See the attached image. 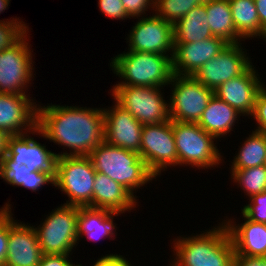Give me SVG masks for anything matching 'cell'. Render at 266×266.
<instances>
[{
  "mask_svg": "<svg viewBox=\"0 0 266 266\" xmlns=\"http://www.w3.org/2000/svg\"><path fill=\"white\" fill-rule=\"evenodd\" d=\"M213 37L207 17L206 3L194 7L174 25V43H190Z\"/></svg>",
  "mask_w": 266,
  "mask_h": 266,
  "instance_id": "cell-24",
  "label": "cell"
},
{
  "mask_svg": "<svg viewBox=\"0 0 266 266\" xmlns=\"http://www.w3.org/2000/svg\"><path fill=\"white\" fill-rule=\"evenodd\" d=\"M261 25V38L266 35V0H254Z\"/></svg>",
  "mask_w": 266,
  "mask_h": 266,
  "instance_id": "cell-39",
  "label": "cell"
},
{
  "mask_svg": "<svg viewBox=\"0 0 266 266\" xmlns=\"http://www.w3.org/2000/svg\"><path fill=\"white\" fill-rule=\"evenodd\" d=\"M9 210L8 250L4 266H38L43 252L34 226L18 222Z\"/></svg>",
  "mask_w": 266,
  "mask_h": 266,
  "instance_id": "cell-18",
  "label": "cell"
},
{
  "mask_svg": "<svg viewBox=\"0 0 266 266\" xmlns=\"http://www.w3.org/2000/svg\"><path fill=\"white\" fill-rule=\"evenodd\" d=\"M169 87L171 88L168 100L170 120L198 123L214 91L194 76L176 74L172 76Z\"/></svg>",
  "mask_w": 266,
  "mask_h": 266,
  "instance_id": "cell-11",
  "label": "cell"
},
{
  "mask_svg": "<svg viewBox=\"0 0 266 266\" xmlns=\"http://www.w3.org/2000/svg\"><path fill=\"white\" fill-rule=\"evenodd\" d=\"M218 225L201 234L173 239L174 257L169 266H232L235 250L231 237L223 221Z\"/></svg>",
  "mask_w": 266,
  "mask_h": 266,
  "instance_id": "cell-3",
  "label": "cell"
},
{
  "mask_svg": "<svg viewBox=\"0 0 266 266\" xmlns=\"http://www.w3.org/2000/svg\"><path fill=\"white\" fill-rule=\"evenodd\" d=\"M251 64L241 75L222 83L214 95L250 119L259 91L265 85Z\"/></svg>",
  "mask_w": 266,
  "mask_h": 266,
  "instance_id": "cell-15",
  "label": "cell"
},
{
  "mask_svg": "<svg viewBox=\"0 0 266 266\" xmlns=\"http://www.w3.org/2000/svg\"><path fill=\"white\" fill-rule=\"evenodd\" d=\"M241 213L251 221L266 224V191L252 195L249 203L241 208Z\"/></svg>",
  "mask_w": 266,
  "mask_h": 266,
  "instance_id": "cell-31",
  "label": "cell"
},
{
  "mask_svg": "<svg viewBox=\"0 0 266 266\" xmlns=\"http://www.w3.org/2000/svg\"><path fill=\"white\" fill-rule=\"evenodd\" d=\"M35 134L70 149L57 157L88 156L104 141L103 108L38 104Z\"/></svg>",
  "mask_w": 266,
  "mask_h": 266,
  "instance_id": "cell-1",
  "label": "cell"
},
{
  "mask_svg": "<svg viewBox=\"0 0 266 266\" xmlns=\"http://www.w3.org/2000/svg\"><path fill=\"white\" fill-rule=\"evenodd\" d=\"M114 101L127 110L142 125L157 124L170 120L169 103L163 97L162 87L112 86Z\"/></svg>",
  "mask_w": 266,
  "mask_h": 266,
  "instance_id": "cell-9",
  "label": "cell"
},
{
  "mask_svg": "<svg viewBox=\"0 0 266 266\" xmlns=\"http://www.w3.org/2000/svg\"><path fill=\"white\" fill-rule=\"evenodd\" d=\"M138 203L136 199L121 184L113 181L109 176L96 172L92 208H100L123 214L134 210Z\"/></svg>",
  "mask_w": 266,
  "mask_h": 266,
  "instance_id": "cell-21",
  "label": "cell"
},
{
  "mask_svg": "<svg viewBox=\"0 0 266 266\" xmlns=\"http://www.w3.org/2000/svg\"><path fill=\"white\" fill-rule=\"evenodd\" d=\"M88 157L96 172L103 173L121 184L136 199L138 196L134 193L156 179L139 153L113 146L106 141L95 147Z\"/></svg>",
  "mask_w": 266,
  "mask_h": 266,
  "instance_id": "cell-4",
  "label": "cell"
},
{
  "mask_svg": "<svg viewBox=\"0 0 266 266\" xmlns=\"http://www.w3.org/2000/svg\"><path fill=\"white\" fill-rule=\"evenodd\" d=\"M250 117L254 118L255 125H258L254 130L256 129V131L266 134V85L259 91L254 111Z\"/></svg>",
  "mask_w": 266,
  "mask_h": 266,
  "instance_id": "cell-34",
  "label": "cell"
},
{
  "mask_svg": "<svg viewBox=\"0 0 266 266\" xmlns=\"http://www.w3.org/2000/svg\"><path fill=\"white\" fill-rule=\"evenodd\" d=\"M208 0H155L154 13L157 17L175 25L194 7L206 3Z\"/></svg>",
  "mask_w": 266,
  "mask_h": 266,
  "instance_id": "cell-29",
  "label": "cell"
},
{
  "mask_svg": "<svg viewBox=\"0 0 266 266\" xmlns=\"http://www.w3.org/2000/svg\"><path fill=\"white\" fill-rule=\"evenodd\" d=\"M228 1L237 34L244 39V41L246 39L260 38L261 25L254 0Z\"/></svg>",
  "mask_w": 266,
  "mask_h": 266,
  "instance_id": "cell-27",
  "label": "cell"
},
{
  "mask_svg": "<svg viewBox=\"0 0 266 266\" xmlns=\"http://www.w3.org/2000/svg\"><path fill=\"white\" fill-rule=\"evenodd\" d=\"M230 171L231 180L247 197L266 191V165Z\"/></svg>",
  "mask_w": 266,
  "mask_h": 266,
  "instance_id": "cell-28",
  "label": "cell"
},
{
  "mask_svg": "<svg viewBox=\"0 0 266 266\" xmlns=\"http://www.w3.org/2000/svg\"><path fill=\"white\" fill-rule=\"evenodd\" d=\"M244 218L243 223H238L233 219L223 220L227 227L235 254L266 257V224L251 221Z\"/></svg>",
  "mask_w": 266,
  "mask_h": 266,
  "instance_id": "cell-20",
  "label": "cell"
},
{
  "mask_svg": "<svg viewBox=\"0 0 266 266\" xmlns=\"http://www.w3.org/2000/svg\"><path fill=\"white\" fill-rule=\"evenodd\" d=\"M11 0H0V14L7 10Z\"/></svg>",
  "mask_w": 266,
  "mask_h": 266,
  "instance_id": "cell-41",
  "label": "cell"
},
{
  "mask_svg": "<svg viewBox=\"0 0 266 266\" xmlns=\"http://www.w3.org/2000/svg\"><path fill=\"white\" fill-rule=\"evenodd\" d=\"M172 128L179 166L214 169L224 161L216 145L217 139L197 123L172 121Z\"/></svg>",
  "mask_w": 266,
  "mask_h": 266,
  "instance_id": "cell-6",
  "label": "cell"
},
{
  "mask_svg": "<svg viewBox=\"0 0 266 266\" xmlns=\"http://www.w3.org/2000/svg\"><path fill=\"white\" fill-rule=\"evenodd\" d=\"M10 135L3 130H0V161L7 153L8 139Z\"/></svg>",
  "mask_w": 266,
  "mask_h": 266,
  "instance_id": "cell-40",
  "label": "cell"
},
{
  "mask_svg": "<svg viewBox=\"0 0 266 266\" xmlns=\"http://www.w3.org/2000/svg\"><path fill=\"white\" fill-rule=\"evenodd\" d=\"M206 11L210 31L214 37H219L228 44L244 41L235 29L228 0H208Z\"/></svg>",
  "mask_w": 266,
  "mask_h": 266,
  "instance_id": "cell-25",
  "label": "cell"
},
{
  "mask_svg": "<svg viewBox=\"0 0 266 266\" xmlns=\"http://www.w3.org/2000/svg\"><path fill=\"white\" fill-rule=\"evenodd\" d=\"M231 161V170L253 168L266 165V134L252 130Z\"/></svg>",
  "mask_w": 266,
  "mask_h": 266,
  "instance_id": "cell-26",
  "label": "cell"
},
{
  "mask_svg": "<svg viewBox=\"0 0 266 266\" xmlns=\"http://www.w3.org/2000/svg\"><path fill=\"white\" fill-rule=\"evenodd\" d=\"M121 214L100 208L79 207L77 237L78 241L82 237L90 241H100L102 238L114 240L117 236L114 223L115 216Z\"/></svg>",
  "mask_w": 266,
  "mask_h": 266,
  "instance_id": "cell-22",
  "label": "cell"
},
{
  "mask_svg": "<svg viewBox=\"0 0 266 266\" xmlns=\"http://www.w3.org/2000/svg\"><path fill=\"white\" fill-rule=\"evenodd\" d=\"M232 266H266V257L235 254Z\"/></svg>",
  "mask_w": 266,
  "mask_h": 266,
  "instance_id": "cell-38",
  "label": "cell"
},
{
  "mask_svg": "<svg viewBox=\"0 0 266 266\" xmlns=\"http://www.w3.org/2000/svg\"><path fill=\"white\" fill-rule=\"evenodd\" d=\"M126 13L132 18L145 17L146 11L155 10V0H121ZM149 9V10H148Z\"/></svg>",
  "mask_w": 266,
  "mask_h": 266,
  "instance_id": "cell-35",
  "label": "cell"
},
{
  "mask_svg": "<svg viewBox=\"0 0 266 266\" xmlns=\"http://www.w3.org/2000/svg\"><path fill=\"white\" fill-rule=\"evenodd\" d=\"M35 129L8 139L7 153L0 161V178L9 185L32 192L55 181L57 156L35 140Z\"/></svg>",
  "mask_w": 266,
  "mask_h": 266,
  "instance_id": "cell-2",
  "label": "cell"
},
{
  "mask_svg": "<svg viewBox=\"0 0 266 266\" xmlns=\"http://www.w3.org/2000/svg\"><path fill=\"white\" fill-rule=\"evenodd\" d=\"M174 44L173 74L193 76L203 64L218 55L228 43L213 36L202 41Z\"/></svg>",
  "mask_w": 266,
  "mask_h": 266,
  "instance_id": "cell-19",
  "label": "cell"
},
{
  "mask_svg": "<svg viewBox=\"0 0 266 266\" xmlns=\"http://www.w3.org/2000/svg\"><path fill=\"white\" fill-rule=\"evenodd\" d=\"M243 48L241 42L227 44L193 76L207 88L215 91L222 83L241 75L252 64L249 53Z\"/></svg>",
  "mask_w": 266,
  "mask_h": 266,
  "instance_id": "cell-14",
  "label": "cell"
},
{
  "mask_svg": "<svg viewBox=\"0 0 266 266\" xmlns=\"http://www.w3.org/2000/svg\"><path fill=\"white\" fill-rule=\"evenodd\" d=\"M79 207L64 205L51 211L34 229L43 254L72 255L79 244L77 237Z\"/></svg>",
  "mask_w": 266,
  "mask_h": 266,
  "instance_id": "cell-8",
  "label": "cell"
},
{
  "mask_svg": "<svg viewBox=\"0 0 266 266\" xmlns=\"http://www.w3.org/2000/svg\"><path fill=\"white\" fill-rule=\"evenodd\" d=\"M241 115L236 109L213 95L203 111L198 125L217 140L229 134ZM237 121V122H236Z\"/></svg>",
  "mask_w": 266,
  "mask_h": 266,
  "instance_id": "cell-23",
  "label": "cell"
},
{
  "mask_svg": "<svg viewBox=\"0 0 266 266\" xmlns=\"http://www.w3.org/2000/svg\"><path fill=\"white\" fill-rule=\"evenodd\" d=\"M99 11L113 20H125L131 17L126 13L121 0H98Z\"/></svg>",
  "mask_w": 266,
  "mask_h": 266,
  "instance_id": "cell-33",
  "label": "cell"
},
{
  "mask_svg": "<svg viewBox=\"0 0 266 266\" xmlns=\"http://www.w3.org/2000/svg\"><path fill=\"white\" fill-rule=\"evenodd\" d=\"M137 19L126 39L127 50L173 56L174 25L154 13Z\"/></svg>",
  "mask_w": 266,
  "mask_h": 266,
  "instance_id": "cell-13",
  "label": "cell"
},
{
  "mask_svg": "<svg viewBox=\"0 0 266 266\" xmlns=\"http://www.w3.org/2000/svg\"><path fill=\"white\" fill-rule=\"evenodd\" d=\"M31 98L30 95L0 93V130L13 136L37 128L38 104Z\"/></svg>",
  "mask_w": 266,
  "mask_h": 266,
  "instance_id": "cell-17",
  "label": "cell"
},
{
  "mask_svg": "<svg viewBox=\"0 0 266 266\" xmlns=\"http://www.w3.org/2000/svg\"><path fill=\"white\" fill-rule=\"evenodd\" d=\"M172 57L155 53L127 51L111 58L110 68L120 78L113 86H168L171 82Z\"/></svg>",
  "mask_w": 266,
  "mask_h": 266,
  "instance_id": "cell-5",
  "label": "cell"
},
{
  "mask_svg": "<svg viewBox=\"0 0 266 266\" xmlns=\"http://www.w3.org/2000/svg\"><path fill=\"white\" fill-rule=\"evenodd\" d=\"M28 33L10 48L0 51V93L31 95L27 92L35 77V62Z\"/></svg>",
  "mask_w": 266,
  "mask_h": 266,
  "instance_id": "cell-10",
  "label": "cell"
},
{
  "mask_svg": "<svg viewBox=\"0 0 266 266\" xmlns=\"http://www.w3.org/2000/svg\"><path fill=\"white\" fill-rule=\"evenodd\" d=\"M83 266V265H81ZM92 266H133L130 261L123 255L120 254H106L97 261Z\"/></svg>",
  "mask_w": 266,
  "mask_h": 266,
  "instance_id": "cell-37",
  "label": "cell"
},
{
  "mask_svg": "<svg viewBox=\"0 0 266 266\" xmlns=\"http://www.w3.org/2000/svg\"><path fill=\"white\" fill-rule=\"evenodd\" d=\"M104 141L134 152H140L143 125L115 101L103 108Z\"/></svg>",
  "mask_w": 266,
  "mask_h": 266,
  "instance_id": "cell-16",
  "label": "cell"
},
{
  "mask_svg": "<svg viewBox=\"0 0 266 266\" xmlns=\"http://www.w3.org/2000/svg\"><path fill=\"white\" fill-rule=\"evenodd\" d=\"M139 154L156 177L167 168L178 166L172 120L143 125Z\"/></svg>",
  "mask_w": 266,
  "mask_h": 266,
  "instance_id": "cell-12",
  "label": "cell"
},
{
  "mask_svg": "<svg viewBox=\"0 0 266 266\" xmlns=\"http://www.w3.org/2000/svg\"><path fill=\"white\" fill-rule=\"evenodd\" d=\"M20 20L19 17L0 20V51L10 48L29 31V25Z\"/></svg>",
  "mask_w": 266,
  "mask_h": 266,
  "instance_id": "cell-30",
  "label": "cell"
},
{
  "mask_svg": "<svg viewBox=\"0 0 266 266\" xmlns=\"http://www.w3.org/2000/svg\"><path fill=\"white\" fill-rule=\"evenodd\" d=\"M4 204L0 208V266H4L6 261L9 238V210L12 211V205L9 201Z\"/></svg>",
  "mask_w": 266,
  "mask_h": 266,
  "instance_id": "cell-32",
  "label": "cell"
},
{
  "mask_svg": "<svg viewBox=\"0 0 266 266\" xmlns=\"http://www.w3.org/2000/svg\"><path fill=\"white\" fill-rule=\"evenodd\" d=\"M96 171L88 156H59L54 187L67 195L64 205L92 207Z\"/></svg>",
  "mask_w": 266,
  "mask_h": 266,
  "instance_id": "cell-7",
  "label": "cell"
},
{
  "mask_svg": "<svg viewBox=\"0 0 266 266\" xmlns=\"http://www.w3.org/2000/svg\"><path fill=\"white\" fill-rule=\"evenodd\" d=\"M71 255L66 254H43L38 266H81L82 264L73 263ZM71 259V260H70Z\"/></svg>",
  "mask_w": 266,
  "mask_h": 266,
  "instance_id": "cell-36",
  "label": "cell"
}]
</instances>
